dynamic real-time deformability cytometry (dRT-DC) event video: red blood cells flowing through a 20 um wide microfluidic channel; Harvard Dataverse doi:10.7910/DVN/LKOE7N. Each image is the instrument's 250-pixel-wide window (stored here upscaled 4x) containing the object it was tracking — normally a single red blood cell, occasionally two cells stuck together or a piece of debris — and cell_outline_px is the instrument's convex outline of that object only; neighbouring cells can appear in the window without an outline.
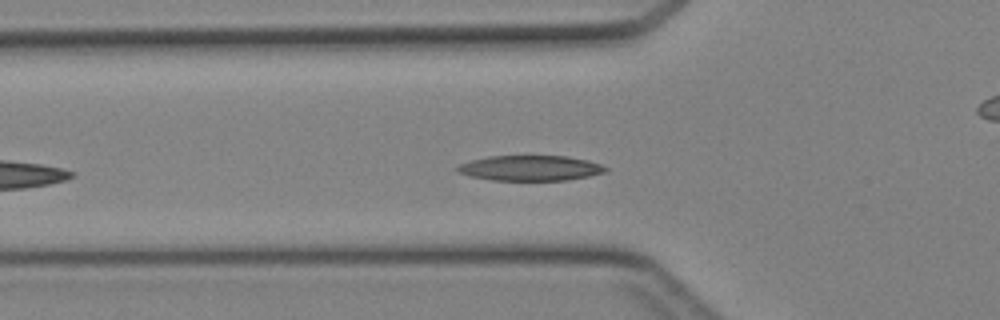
{"species": "Egyptian fruit bat (a non-hibernating species)", "species_latin": "Rousettus aegyptiacus", "temperature_condition": "cold", "stored_images_in_passage": 32, "camera_frame_rate_fps": 3000, "um_per_image_px": 0.085, "animal": {"sex": "female"}, "frame": {"image": 1, "passage_image": 5, "time_ms": 1.333, "image_size_px": [1000, 320], "cell_outline_px": [[608, 172], [568, 180], [492, 180], [468, 176], [460, 172], [456, 168], [460, 164], [472, 160], [488, 156], [568, 156], [588, 160], [600, 164], [608, 168]], "centroid_in_image_um": [45.11, 14.28], "position_along_channel_um": 80.7, "area_um2": 21.79}}
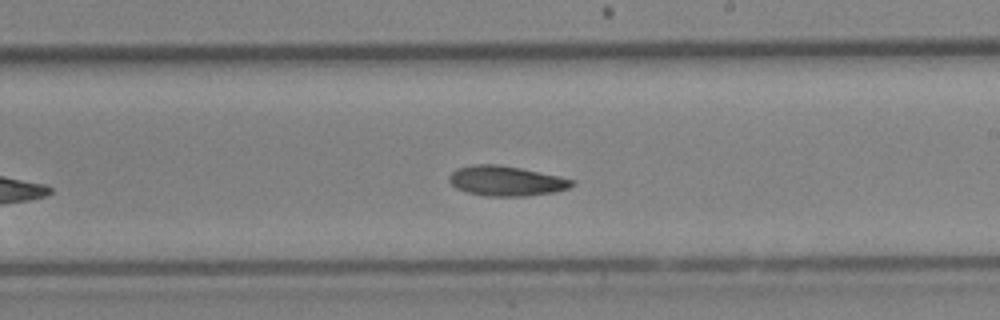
{"frame": {"image": 2, "passage_image": 16, "time_ms": 5.0, "image_size_px": [1000, 320], "cell_outline_px": [[576, 184], [568, 188], [552, 192], [528, 196], [484, 196], [468, 192], [456, 188], [448, 180], [448, 176], [456, 168], [472, 164], [496, 164], [520, 168], [560, 176], [572, 180]], "centroid_in_image_um": [42.99, 15.37], "position_along_channel_um": 246.0, "area_um2": 21.44}}
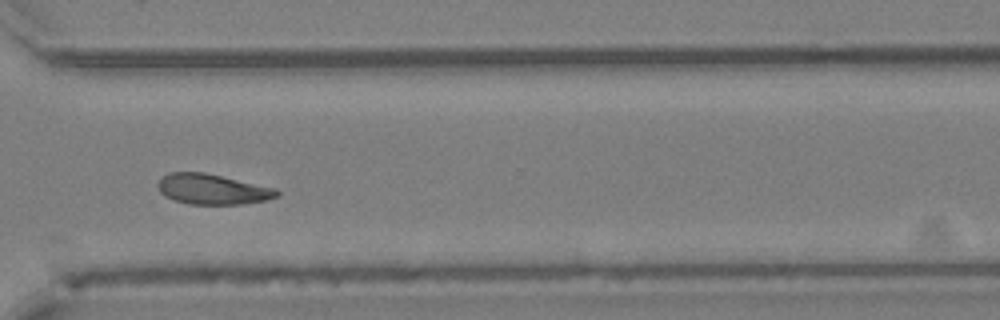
{"frame": {"image": 3, "passage_image": 23, "time_ms": 7.333, "image_size_px": [1000, 320], "cell_outline_px": [[280, 196], [264, 200], [240, 204], [188, 204], [172, 200], [164, 196], [160, 192], [156, 184], [168, 172], [204, 172], [276, 188], [280, 192]], "centroid_in_image_um": [18.03, 16.08], "position_along_channel_um": 352.6, "area_um2": 21.1}}